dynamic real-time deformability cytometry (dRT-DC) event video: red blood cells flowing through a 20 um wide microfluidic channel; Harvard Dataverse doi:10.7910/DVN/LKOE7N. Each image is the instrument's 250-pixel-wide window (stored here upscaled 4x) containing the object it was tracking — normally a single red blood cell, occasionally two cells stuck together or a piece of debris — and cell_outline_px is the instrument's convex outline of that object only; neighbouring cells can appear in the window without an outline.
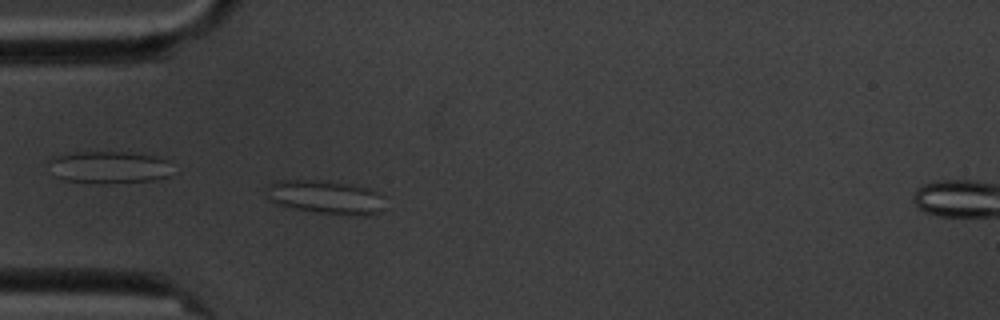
{"species": "common noctule bat (a hibernating species)", "species_latin": "Nyctalus noctula", "temperature_condition": "cold", "stored_images_in_passage": 7, "camera_frame_rate_fps": 3000, "um_per_image_px": 0.085, "animal": {"sex": "male", "body_mass_g": 20.1, "forearm_length_mm": 53.5}, "frame": {"image": 1, "passage_image": 6, "time_ms": 5.667, "image_size_px": [1000, 320], "cell_outline_px": [[384, 208], [380, 212], [368, 216], [364, 216], [316, 212], [276, 204], [268, 196], [268, 184], [276, 180], [320, 180], [368, 188], [376, 192], [380, 196]], "centroid_in_image_um": [27.68, 16.76], "position_along_channel_um": 57.3, "area_um2": 22.77}}